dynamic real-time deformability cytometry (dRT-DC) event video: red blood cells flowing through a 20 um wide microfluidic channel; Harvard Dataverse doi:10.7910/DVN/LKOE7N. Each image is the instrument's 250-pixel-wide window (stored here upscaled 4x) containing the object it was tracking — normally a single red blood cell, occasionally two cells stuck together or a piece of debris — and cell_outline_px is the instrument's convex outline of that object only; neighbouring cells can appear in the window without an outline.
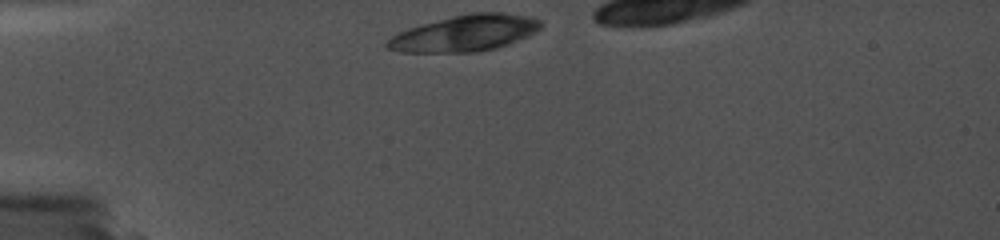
{"species": "common noctule bat (a hibernating species)", "species_latin": "Nyctalus noctula", "temperature_condition": "cold", "stored_images_in_passage": 3, "camera_frame_rate_fps": 5000, "um_per_image_px": 0.085, "animal": {"sex": "female", "body_mass_g": 19.0, "forearm_length_mm": 56.7}, "frame": {"image": 1, "passage_image": 1, "time_ms": 0.0, "image_size_px": [1000, 240], "cell_outline_px": [[540, 28], [536, 32], [528, 36], [508, 44], [496, 48], [472, 52], [400, 52], [388, 48], [384, 44], [392, 36], [408, 28], [452, 16], [468, 12], [504, 12], [528, 16], [540, 20]], "centroid_in_image_um": [39.53, 2.81], "position_along_channel_um": 45.5, "area_um2": 32.25}}